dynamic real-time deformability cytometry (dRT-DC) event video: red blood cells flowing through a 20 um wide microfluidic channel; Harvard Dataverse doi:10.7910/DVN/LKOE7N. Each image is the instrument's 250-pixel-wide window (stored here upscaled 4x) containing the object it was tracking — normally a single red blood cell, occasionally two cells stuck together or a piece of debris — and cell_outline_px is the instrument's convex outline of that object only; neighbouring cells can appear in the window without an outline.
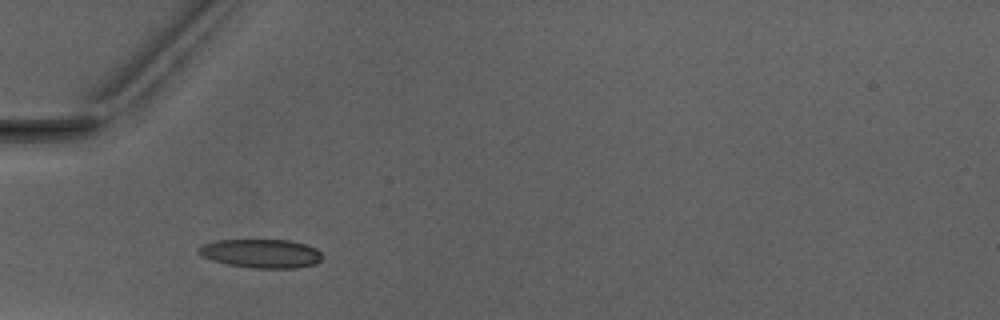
{"species": "Egyptian fruit bat (a non-hibernating species)", "species_latin": "Rousettus aegyptiacus", "temperature_condition": "warm", "stored_images_in_passage": 5, "camera_frame_rate_fps": 3000, "um_per_image_px": 0.085, "animal": {"sex": "male"}, "frame": {"image": 1, "passage_image": 4, "time_ms": 7.0, "image_size_px": [1000, 320], "cell_outline_px": [[324, 256], [316, 264], [296, 268], [252, 268], [228, 264], [212, 260], [200, 256], [196, 252], [196, 248], [204, 244], [216, 240], [288, 240], [304, 244], [316, 248]], "centroid_in_image_um": [22.18, 21.55], "position_along_channel_um": 62.8, "area_um2": 20.87}}
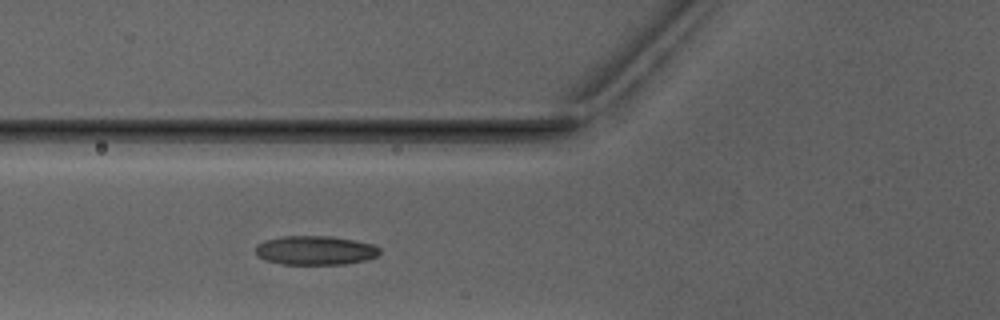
{"frame": {"image": 2, "passage_image": 5, "time_ms": 8.0, "image_size_px": [1000, 320], "cell_outline_px": [[380, 252], [376, 256], [364, 260], [344, 264], [280, 264], [264, 260], [256, 252], [256, 244], [280, 236], [332, 236], [372, 244], [380, 248]], "centroid_in_image_um": [26.78, 21.28], "position_along_channel_um": 99.0, "area_um2": 20.87}}